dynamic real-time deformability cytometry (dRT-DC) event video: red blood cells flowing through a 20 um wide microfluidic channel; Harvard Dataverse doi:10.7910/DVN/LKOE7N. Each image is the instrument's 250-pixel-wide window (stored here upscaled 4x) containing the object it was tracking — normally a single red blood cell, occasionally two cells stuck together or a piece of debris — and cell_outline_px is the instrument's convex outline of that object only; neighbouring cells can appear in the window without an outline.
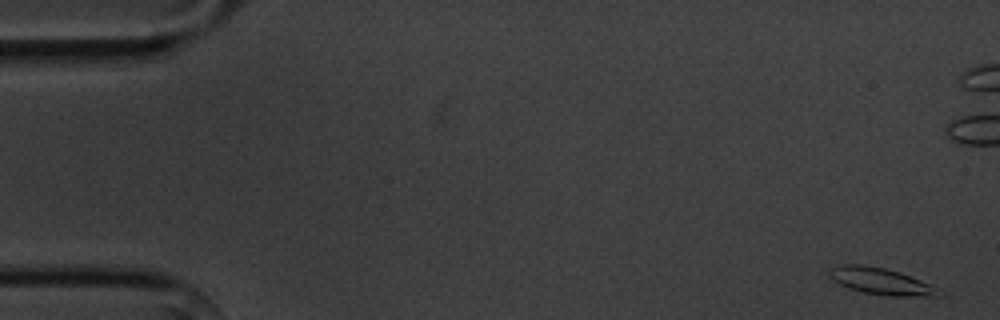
{"species": "common noctule bat (a hibernating species)", "species_latin": "Nyctalus noctula", "temperature_condition": "cold", "stored_images_in_passage": 5, "camera_frame_rate_fps": 3000, "um_per_image_px": 0.085, "animal": {"sex": "male", "body_mass_g": 20.1, "forearm_length_mm": 53.5}, "frame": {"image": 1, "passage_image": 1, "time_ms": 0.0, "image_size_px": [1000, 320], "cell_outline_px": [[936, 296], [884, 296], [864, 292], [848, 288], [832, 280], [828, 276], [828, 272], [832, 268], [844, 264], [864, 264], [884, 268], [900, 272], [920, 280], [928, 284], [936, 292]], "centroid_in_image_um": [74.74, 23.89], "position_along_channel_um": 10.3, "area_um2": 16.59}}